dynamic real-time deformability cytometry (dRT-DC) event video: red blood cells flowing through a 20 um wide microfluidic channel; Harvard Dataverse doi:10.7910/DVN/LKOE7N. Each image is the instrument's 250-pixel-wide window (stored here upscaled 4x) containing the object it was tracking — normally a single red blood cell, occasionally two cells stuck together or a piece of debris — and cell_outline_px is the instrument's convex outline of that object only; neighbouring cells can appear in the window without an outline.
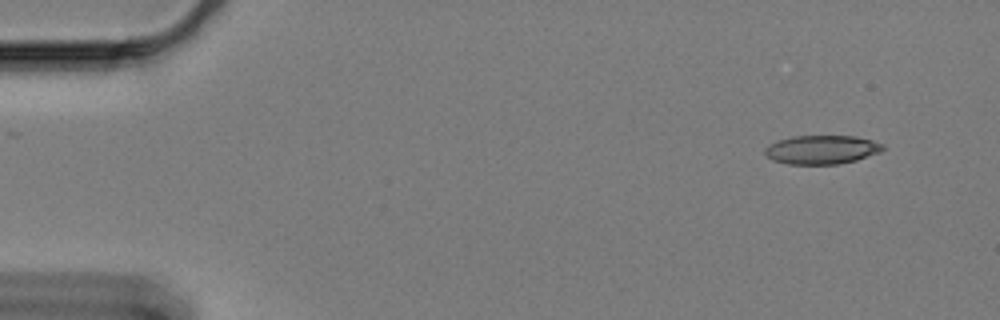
{"species": "Egyptian fruit bat (a non-hibernating species)", "species_latin": "Rousettus aegyptiacus", "temperature_condition": "cold", "stored_images_in_passage": 56, "camera_frame_rate_fps": 3000, "um_per_image_px": 0.085, "animal": {"sex": "female"}, "frame": {"image": 1, "passage_image": 1, "time_ms": 0.0, "image_size_px": [1000, 320], "cell_outline_px": [[884, 148], [880, 152], [856, 160], [836, 164], [788, 164], [772, 160], [764, 152], [764, 148], [768, 144], [780, 140], [796, 136], [856, 136], [872, 140], [884, 144]], "centroid_in_image_um": [69.85, 12.72], "position_along_channel_um": 15.1, "area_um2": 19.71}}
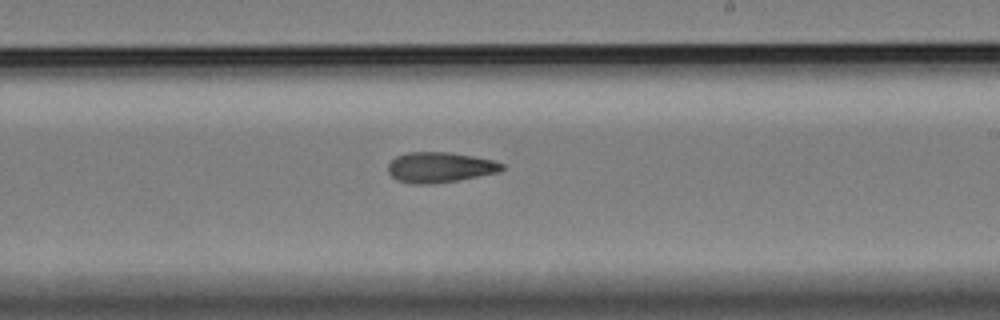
{"frame": {"image": 2, "passage_image": 32, "time_ms": 10.333, "image_size_px": [1000, 320], "cell_outline_px": [[504, 168], [500, 172], [456, 180], [432, 184], [412, 184], [396, 180], [388, 172], [388, 164], [396, 156], [408, 152], [448, 152], [472, 156], [492, 160], [504, 164]], "centroid_in_image_um": [37.36, 14.22], "position_along_channel_um": 251.6, "area_um2": 20.11}}
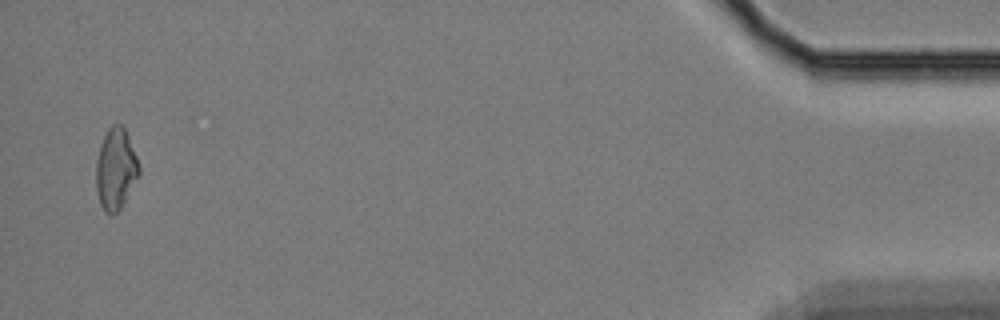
{"frame": {"image": 3, "passage_image": 55, "time_ms": 18.0, "image_size_px": [1000, 320], "cell_outline_px": [[140, 172], [120, 208], [116, 212], [104, 212], [100, 204], [96, 188], [96, 160], [104, 136], [108, 128], [112, 124], [120, 124], [124, 128], [128, 136], [136, 156], [140, 168]], "centroid_in_image_um": [9.82, 14.34], "position_along_channel_um": 425.4, "area_um2": 19.83}, "authors_computed_cell_mechanics": {"area_um2": 20.1433, "velocity_mm_per_s": 3.3156, "shape_relaxation_time_tau1_ms": null, "shape_relaxation_time_tau2_ms": 7.399, "deformation_change_tau1": null, "deformation_change_tau2": 0.1799}}